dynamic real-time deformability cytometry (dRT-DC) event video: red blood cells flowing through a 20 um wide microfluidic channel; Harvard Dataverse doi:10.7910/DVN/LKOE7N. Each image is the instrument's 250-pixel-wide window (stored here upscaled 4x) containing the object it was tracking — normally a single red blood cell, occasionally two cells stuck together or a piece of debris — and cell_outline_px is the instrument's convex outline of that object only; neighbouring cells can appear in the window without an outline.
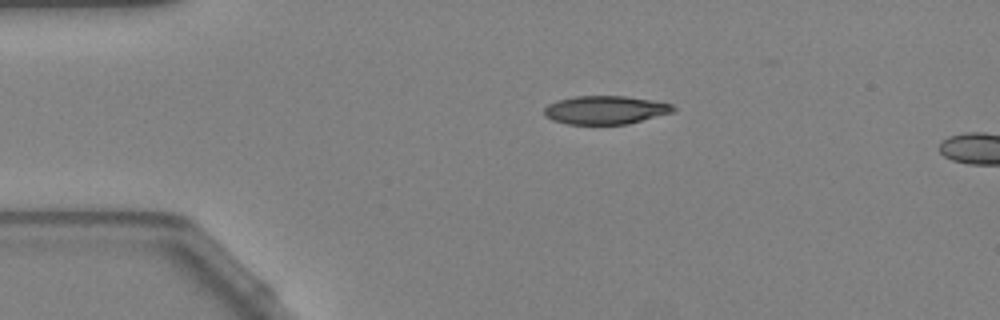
{"species": "Egyptian fruit bat (a non-hibernating species)", "species_latin": "Rousettus aegyptiacus", "temperature_condition": "warm", "stored_images_in_passage": 4, "camera_frame_rate_fps": 3000, "um_per_image_px": 0.085, "animal": {"sex": "female"}, "frame": {"image": 1, "passage_image": 1, "time_ms": 0.0, "image_size_px": [1000, 320], "cell_outline_px": [[676, 108], [672, 112], [628, 124], [568, 124], [552, 120], [544, 116], [544, 108], [548, 104], [556, 100], [576, 96], [624, 96], [652, 100], [672, 104]], "centroid_in_image_um": [51.42, 9.34], "position_along_channel_um": 33.6, "area_um2": 21.33}}